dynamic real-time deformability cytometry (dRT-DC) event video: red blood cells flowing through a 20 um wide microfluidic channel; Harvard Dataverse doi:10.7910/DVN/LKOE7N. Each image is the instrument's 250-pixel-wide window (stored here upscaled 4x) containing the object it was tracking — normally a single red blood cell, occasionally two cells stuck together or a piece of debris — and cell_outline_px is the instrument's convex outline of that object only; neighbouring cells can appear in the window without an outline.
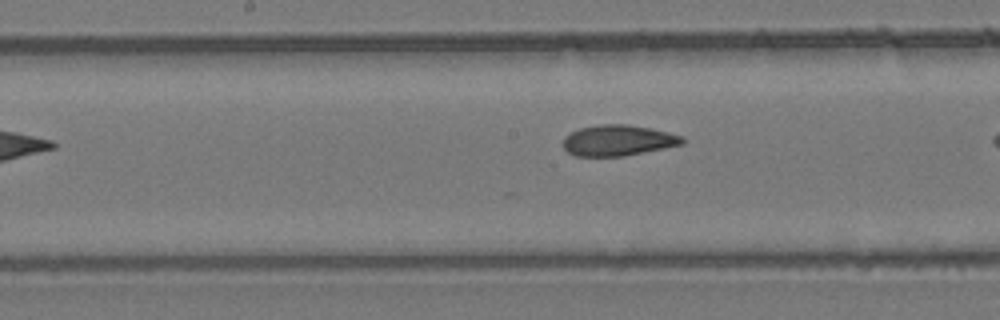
{"species": "common noctule bat (a hibernating species)", "species_latin": "Nyctalus noctula", "temperature_condition": "room temperature", "stored_images_in_passage": 7, "camera_frame_rate_fps": 3000, "um_per_image_px": 0.085, "animal": {"sex": "female", "body_mass_g": 24.6, "forearm_length_mm": 56.2}, "frame": {"image": 1, "passage_image": 7, "time_ms": 2.0, "image_size_px": [1000, 320], "cell_outline_px": [[684, 144], [624, 156], [576, 156], [568, 152], [564, 148], [564, 136], [580, 128], [600, 124], [628, 124], [652, 128], [684, 136]], "centroid_in_image_um": [52.56, 11.93], "position_along_channel_um": 195.6, "area_um2": 21.44}}